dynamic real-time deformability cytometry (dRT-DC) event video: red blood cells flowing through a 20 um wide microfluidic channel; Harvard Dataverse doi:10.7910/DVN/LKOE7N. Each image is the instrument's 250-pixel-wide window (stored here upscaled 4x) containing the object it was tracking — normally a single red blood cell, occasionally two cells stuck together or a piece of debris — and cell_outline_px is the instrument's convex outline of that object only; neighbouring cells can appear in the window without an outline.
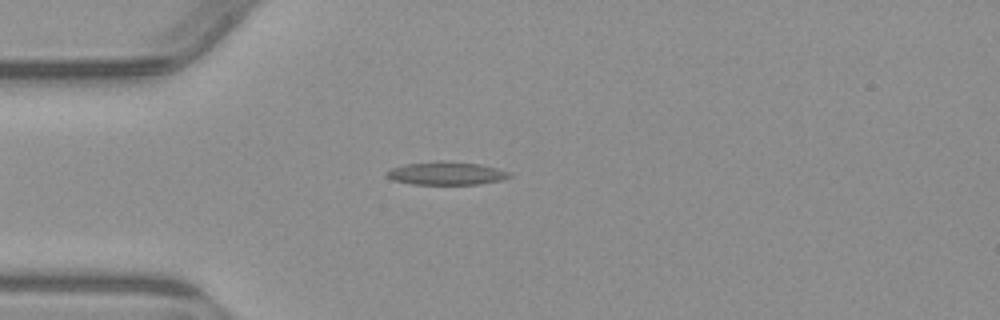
{"species": "common noctule bat (a hibernating species)", "species_latin": "Nyctalus noctula", "temperature_condition": "warm", "stored_images_in_passage": 3, "camera_frame_rate_fps": 3000, "um_per_image_px": 0.085, "animal": {"sex": "male", "body_mass_g": 23.1, "forearm_length_mm": 52.7}, "frame": {"image": 1, "passage_image": 2, "time_ms": 2.333, "image_size_px": [1000, 320], "cell_outline_px": [[512, 176], [504, 180], [480, 184], [412, 184], [392, 180], [384, 172], [392, 168], [404, 164], [440, 160], [444, 160], [480, 164], [512, 172]], "centroid_in_image_um": [37.97, 14.72], "position_along_channel_um": 47.0, "area_um2": 16.76}}